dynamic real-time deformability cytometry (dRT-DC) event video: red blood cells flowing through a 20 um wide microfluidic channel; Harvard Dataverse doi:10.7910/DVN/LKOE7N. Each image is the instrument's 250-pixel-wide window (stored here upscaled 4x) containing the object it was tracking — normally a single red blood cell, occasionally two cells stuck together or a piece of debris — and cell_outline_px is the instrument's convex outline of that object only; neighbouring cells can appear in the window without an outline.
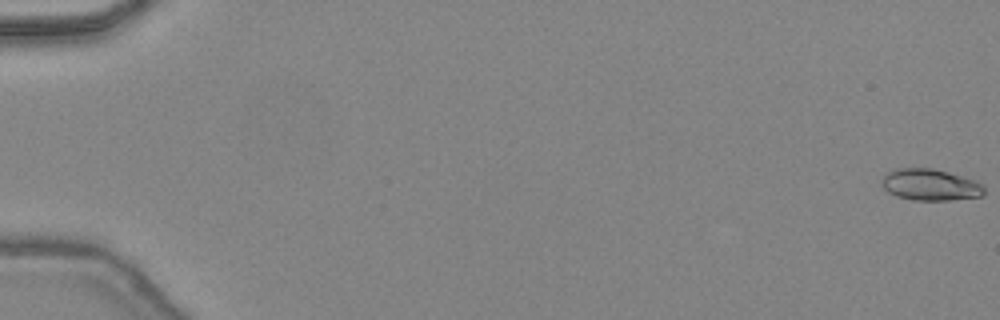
{"species": "common noctule bat (a hibernating species)", "species_latin": "Nyctalus noctula", "temperature_condition": "warm", "stored_images_in_passage": 48, "camera_frame_rate_fps": 3000, "um_per_image_px": 0.085, "animal": {"sex": "female", "body_mass_g": 24.6, "forearm_length_mm": 56.2}, "frame": {"image": 1, "passage_image": 1, "time_ms": 0.0, "image_size_px": [1000, 320], "cell_outline_px": [[984, 196], [948, 200], [912, 200], [896, 196], [888, 192], [880, 184], [884, 176], [888, 172], [896, 168], [932, 168], [948, 172], [984, 184]], "centroid_in_image_um": [79.06, 15.71], "position_along_channel_um": 5.9, "area_um2": 18.79}}
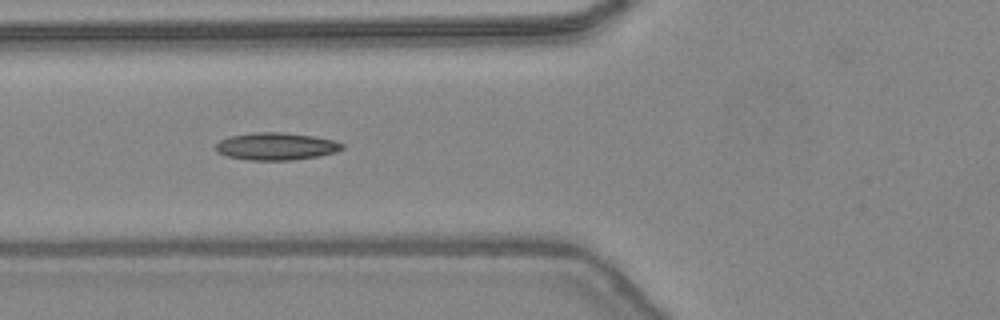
{"frame": {"image": 2, "passage_image": 20, "time_ms": 6.333, "image_size_px": [1000, 320], "cell_outline_px": [[344, 148], [336, 152], [320, 156], [292, 160], [248, 160], [228, 156], [216, 152], [216, 144], [220, 140], [232, 136], [252, 132], [284, 132], [316, 136], [332, 140], [344, 144]], "centroid_in_image_um": [23.5, 12.43], "position_along_channel_um": 102.3, "area_um2": 20.29}}
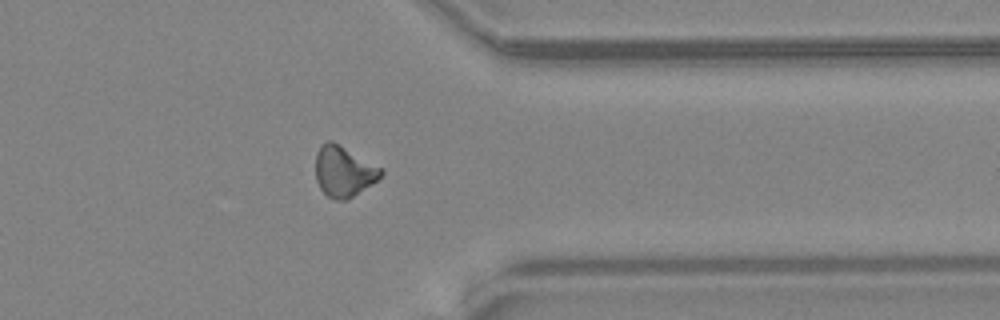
{"frame": {"image": 3, "passage_image": 39, "time_ms": 12.667, "image_size_px": [1000, 320], "cell_outline_px": [[384, 172], [376, 180], [348, 200], [332, 200], [320, 188], [316, 180], [316, 152], [320, 144], [328, 140], [332, 140], [340, 144], [384, 168]], "centroid_in_image_um": [29.21, 14.54], "position_along_channel_um": 382.2, "area_um2": 19.54}, "authors_computed_cell_mechanics": {"area_um2": 18.6405, "velocity_mm_per_s": 4.5009, "shape_relaxation_time_tau1_ms": null, "shape_relaxation_time_tau2_ms": 4.1804, "deformation_change_tau1": null, "deformation_change_tau2": 0.1415}}